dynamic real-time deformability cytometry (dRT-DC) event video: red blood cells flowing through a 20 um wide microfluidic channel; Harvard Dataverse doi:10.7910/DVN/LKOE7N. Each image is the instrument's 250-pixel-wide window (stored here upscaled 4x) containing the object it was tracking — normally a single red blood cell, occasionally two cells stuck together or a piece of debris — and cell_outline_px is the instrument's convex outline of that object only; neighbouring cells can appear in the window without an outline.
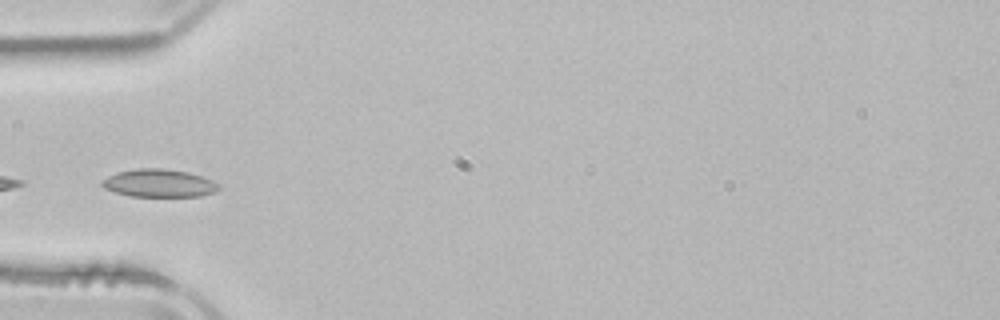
{"species": "common noctule bat (a hibernating species)", "species_latin": "Nyctalus noctula", "temperature_condition": "room temperature", "stored_images_in_passage": 4, "camera_frame_rate_fps": 3000, "um_per_image_px": 0.085, "animal": {"sex": "male", "body_mass_g": 21.5, "forearm_length_mm": 52.0}, "frame": {"image": 1, "passage_image": 4, "time_ms": 4.0, "image_size_px": [1000, 320], "cell_outline_px": [[220, 188], [216, 192], [200, 196], [132, 196], [116, 192], [104, 188], [100, 184], [100, 180], [108, 176], [120, 172], [136, 168], [164, 168], [188, 172], [212, 180], [220, 184]], "centroid_in_image_um": [13.53, 15.57], "position_along_channel_um": 71.5, "area_um2": 18.96}}